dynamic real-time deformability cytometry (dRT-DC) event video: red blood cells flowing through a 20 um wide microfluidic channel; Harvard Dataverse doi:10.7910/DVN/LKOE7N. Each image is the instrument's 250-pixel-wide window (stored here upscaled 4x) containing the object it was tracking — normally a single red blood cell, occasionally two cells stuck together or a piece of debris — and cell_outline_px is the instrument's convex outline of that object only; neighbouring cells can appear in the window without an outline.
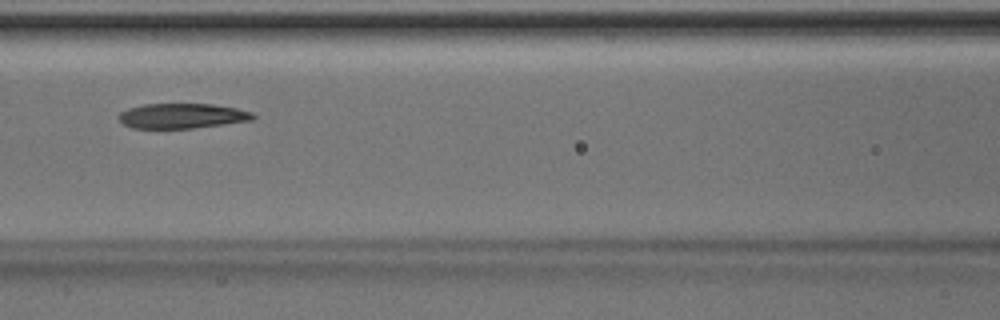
{"species": "Egyptian fruit bat (a non-hibernating species)", "species_latin": "Rousettus aegyptiacus", "temperature_condition": "room temperature", "stored_images_in_passage": 4, "camera_frame_rate_fps": 3000, "um_per_image_px": 0.085, "animal": {"sex": "male"}, "frame": {"image": 1, "passage_image": 3, "time_ms": 0.667, "image_size_px": [1000, 320], "cell_outline_px": [[256, 116], [252, 120], [224, 124], [192, 128], [132, 128], [124, 124], [116, 116], [120, 112], [128, 108], [144, 104], [212, 104], [236, 108], [252, 112]], "centroid_in_image_um": [15.46, 9.85], "position_along_channel_um": 151.1, "area_um2": 19.54}}